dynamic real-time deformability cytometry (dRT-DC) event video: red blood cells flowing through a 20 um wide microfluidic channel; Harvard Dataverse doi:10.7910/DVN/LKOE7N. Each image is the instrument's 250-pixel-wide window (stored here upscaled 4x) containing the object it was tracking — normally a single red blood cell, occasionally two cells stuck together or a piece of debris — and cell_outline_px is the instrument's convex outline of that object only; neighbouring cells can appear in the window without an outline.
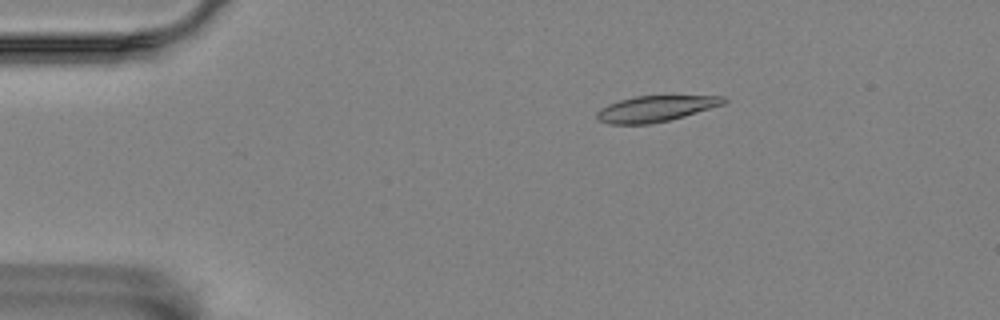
{"species": "Egyptian fruit bat (a non-hibernating species)", "species_latin": "Rousettus aegyptiacus", "temperature_condition": "room temperature", "stored_images_in_passage": 48, "camera_frame_rate_fps": 3000, "um_per_image_px": 0.085, "animal": {"sex": "female"}, "frame": {"image": 1, "passage_image": 1, "time_ms": 0.0, "image_size_px": [1000, 320], "cell_outline_px": [[728, 100], [724, 104], [684, 116], [668, 120], [648, 124], [608, 124], [600, 120], [596, 116], [596, 112], [600, 108], [608, 104], [620, 100], [636, 96], [724, 96]], "centroid_in_image_um": [55.71, 9.23], "position_along_channel_um": 29.3, "area_um2": 18.96}}
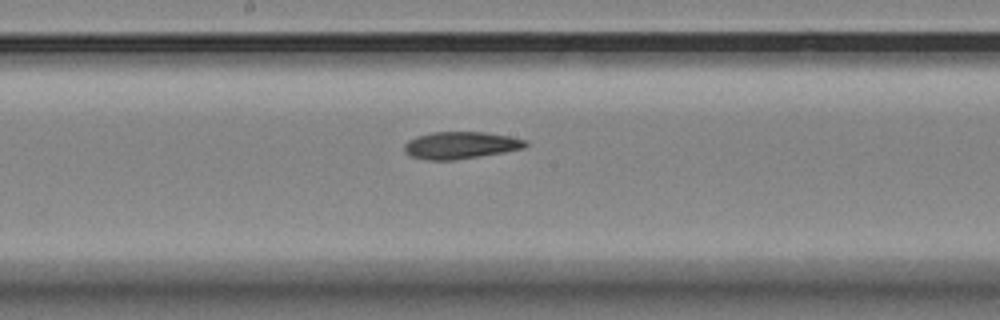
{"frame": {"image": 2, "passage_image": 21, "time_ms": 6.667, "image_size_px": [1000, 320], "cell_outline_px": [[528, 144], [524, 148], [504, 152], [480, 156], [452, 160], [428, 160], [412, 156], [404, 152], [404, 144], [408, 140], [416, 136], [432, 132], [484, 132], [508, 136], [528, 140]], "centroid_in_image_um": [39.14, 12.34], "position_along_channel_um": 209.1, "area_um2": 19.13}}
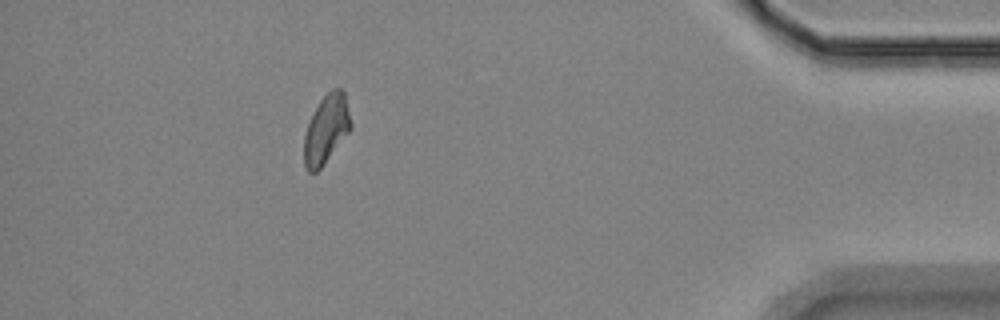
{"frame": {"image": 3, "passage_image": 42, "time_ms": 13.667, "image_size_px": [1000, 320], "cell_outline_px": [[352, 128], [324, 164], [316, 172], [308, 172], [304, 168], [304, 136], [308, 124], [320, 100], [332, 88], [340, 88], [344, 92], [352, 124]], "centroid_in_image_um": [27.73, 11.0], "position_along_channel_um": 407.5, "area_um2": 18.55}, "authors_computed_cell_mechanics": {"area_um2": 19.1896, "velocity_mm_per_s": 3.5141, "shape_relaxation_time_tau1_ms": null, "shape_relaxation_time_tau2_ms": 4.3143, "deformation_change_tau1": null, "deformation_change_tau2": 0.0942}}